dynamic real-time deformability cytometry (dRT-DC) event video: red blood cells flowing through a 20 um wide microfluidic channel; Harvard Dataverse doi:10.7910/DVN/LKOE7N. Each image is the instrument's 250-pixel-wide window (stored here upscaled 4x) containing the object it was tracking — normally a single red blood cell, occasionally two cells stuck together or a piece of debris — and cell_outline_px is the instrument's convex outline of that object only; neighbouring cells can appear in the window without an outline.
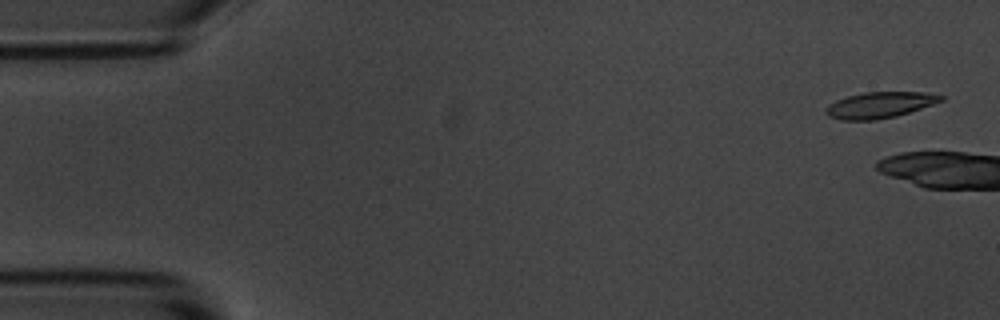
{"species": "common noctule bat (a hibernating species)", "species_latin": "Nyctalus noctula", "temperature_condition": "room temperature", "stored_images_in_passage": 3, "camera_frame_rate_fps": 3000, "um_per_image_px": 0.085, "animal": {"sex": "male", "body_mass_g": 20.1, "forearm_length_mm": 53.5}, "frame": {"image": 1, "passage_image": 1, "time_ms": 0.0, "image_size_px": [1000, 320], "cell_outline_px": [[944, 100], [896, 116], [876, 120], [840, 120], [828, 116], [824, 112], [828, 104], [836, 100], [848, 96], [864, 92], [924, 92], [944, 96]], "centroid_in_image_um": [74.73, 8.93], "position_along_channel_um": 10.3, "area_um2": 17.4}}